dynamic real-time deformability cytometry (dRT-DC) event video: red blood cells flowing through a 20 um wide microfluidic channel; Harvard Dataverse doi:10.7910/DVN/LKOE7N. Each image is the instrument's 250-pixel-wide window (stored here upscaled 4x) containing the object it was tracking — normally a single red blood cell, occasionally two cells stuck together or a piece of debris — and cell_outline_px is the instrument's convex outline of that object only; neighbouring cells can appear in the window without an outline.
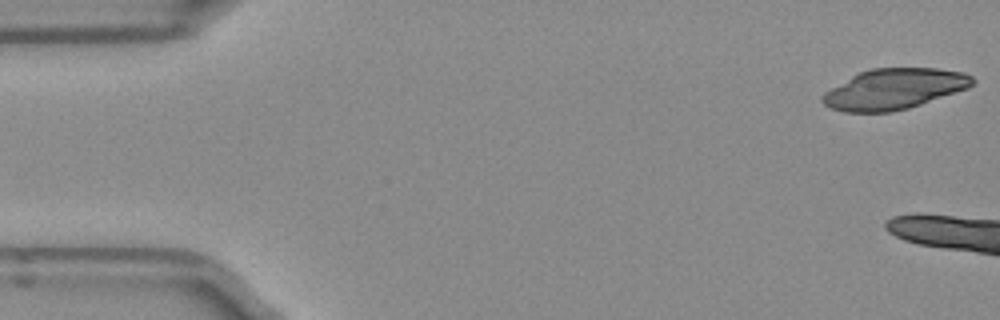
{"species": "Egyptian fruit bat (a non-hibernating species)", "species_latin": "Rousettus aegyptiacus", "temperature_condition": "room temperature", "stored_images_in_passage": 5, "camera_frame_rate_fps": 3000, "um_per_image_px": 0.085, "frame": {"image": 1, "passage_image": 1, "time_ms": 0.0, "image_size_px": [1000, 320], "cell_outline_px": [[976, 80], [968, 88], [908, 108], [892, 112], [844, 112], [832, 108], [824, 104], [820, 100], [820, 96], [824, 92], [852, 76], [860, 72], [872, 68], [936, 68], [964, 72], [972, 76]], "centroid_in_image_um": [75.99, 7.56], "position_along_channel_um": 9.0, "area_um2": 35.32}}